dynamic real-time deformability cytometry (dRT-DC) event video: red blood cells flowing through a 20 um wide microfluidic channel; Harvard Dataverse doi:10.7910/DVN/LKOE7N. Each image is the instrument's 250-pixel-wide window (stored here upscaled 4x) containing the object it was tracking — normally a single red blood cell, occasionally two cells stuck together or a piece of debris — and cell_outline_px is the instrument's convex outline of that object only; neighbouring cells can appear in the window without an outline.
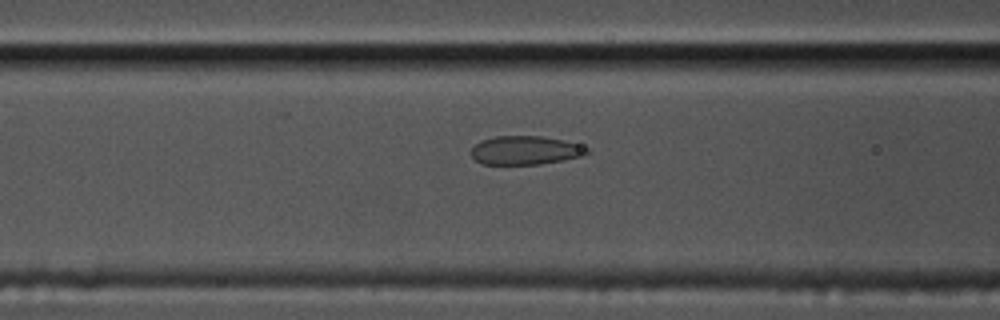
{"species": "common noctule bat (a hibernating species)", "species_latin": "Nyctalus noctula", "temperature_condition": "cold", "stored_images_in_passage": 31, "camera_frame_rate_fps": 3000, "um_per_image_px": 0.085, "animal": {"sex": "male", "body_mass_g": 17.5, "forearm_length_mm": 52.3}, "frame": {"image": 1, "passage_image": 5, "time_ms": 1.333, "image_size_px": [1000, 320], "cell_outline_px": [[588, 152], [584, 156], [564, 160], [540, 164], [484, 164], [476, 160], [472, 156], [472, 148], [480, 140], [496, 136], [540, 136], [564, 140], [588, 148]], "centroid_in_image_um": [44.66, 12.77], "position_along_channel_um": 121.9, "area_um2": 19.25}}
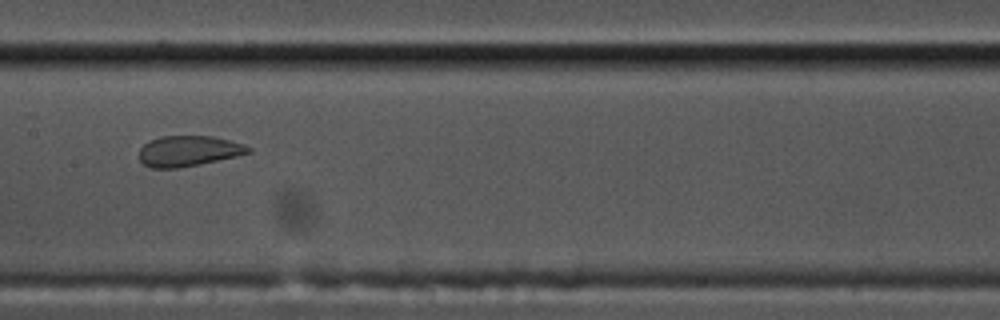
{"frame": {"image": 2, "passage_image": 11, "time_ms": 3.333, "image_size_px": [1000, 320], "cell_outline_px": [[252, 152], [236, 156], [200, 164], [176, 168], [152, 168], [144, 164], [140, 160], [140, 148], [144, 144], [160, 136], [212, 136], [244, 144], [252, 148]], "centroid_in_image_um": [16.04, 12.83], "position_along_channel_um": 191.4, "area_um2": 19.31}}
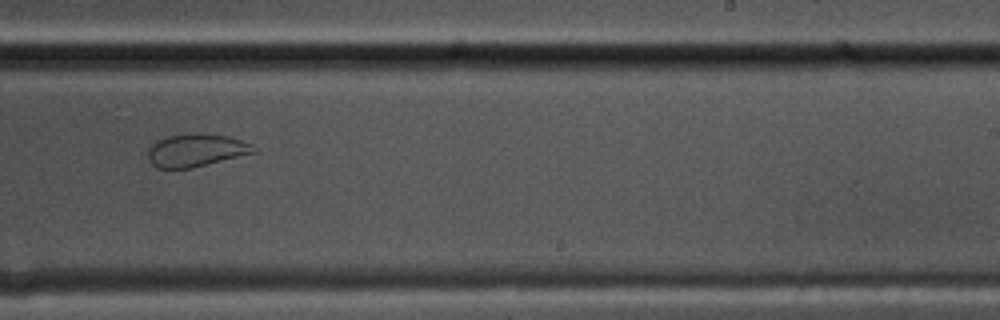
{"frame": {"image": 3, "passage_image": 18, "time_ms": 5.667, "image_size_px": [1000, 320], "cell_outline_px": [[256, 152], [192, 168], [156, 168], [148, 160], [148, 148], [156, 140], [168, 136], [192, 132], [196, 132], [228, 136], [252, 144], [256, 148]], "centroid_in_image_um": [16.64, 12.76], "position_along_channel_um": 272.4, "area_um2": 20.35}}